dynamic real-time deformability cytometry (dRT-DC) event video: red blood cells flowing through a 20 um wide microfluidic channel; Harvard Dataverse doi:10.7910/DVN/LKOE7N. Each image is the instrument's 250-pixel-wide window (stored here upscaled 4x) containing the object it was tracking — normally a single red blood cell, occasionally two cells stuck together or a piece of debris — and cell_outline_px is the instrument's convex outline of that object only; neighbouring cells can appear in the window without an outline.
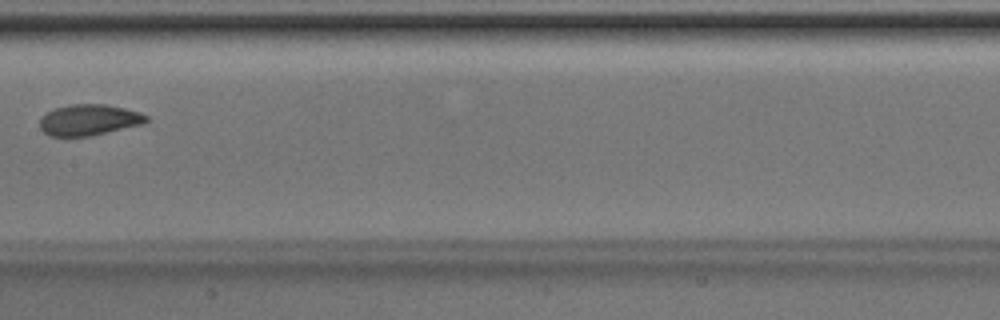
{"species": "Egyptian fruit bat (a non-hibernating species)", "species_latin": "Rousettus aegyptiacus", "temperature_condition": "room temperature", "stored_images_in_passage": 4, "camera_frame_rate_fps": 3000, "um_per_image_px": 0.085, "animal": {"sex": "male"}, "frame": {"image": 1, "passage_image": 4, "time_ms": 1.0, "image_size_px": [1000, 320], "cell_outline_px": [[148, 120], [144, 124], [92, 136], [48, 136], [40, 128], [40, 120], [48, 112], [56, 108], [68, 104], [104, 104], [124, 108], [140, 112], [148, 116]], "centroid_in_image_um": [7.59, 10.2], "position_along_channel_um": 199.8, "area_um2": 19.31}}